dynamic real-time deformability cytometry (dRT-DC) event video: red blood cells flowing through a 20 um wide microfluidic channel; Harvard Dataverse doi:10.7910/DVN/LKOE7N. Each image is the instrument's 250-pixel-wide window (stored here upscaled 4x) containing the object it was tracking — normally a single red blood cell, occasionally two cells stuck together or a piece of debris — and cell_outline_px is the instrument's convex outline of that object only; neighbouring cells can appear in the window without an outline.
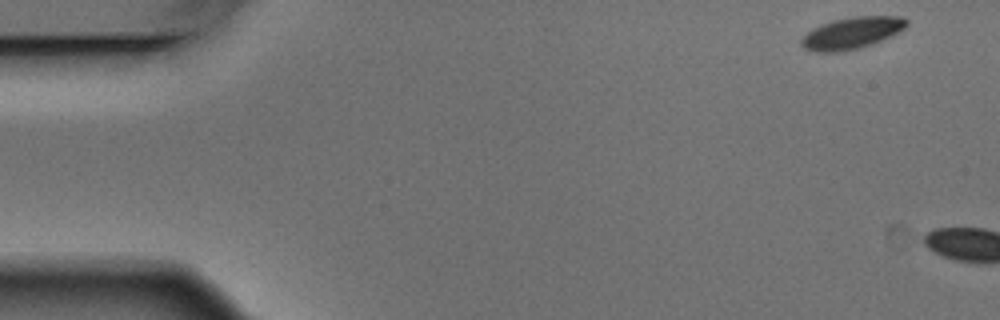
{"species": "Egyptian fruit bat (a non-hibernating species)", "species_latin": "Rousettus aegyptiacus", "temperature_condition": "warm", "stored_images_in_passage": 2, "camera_frame_rate_fps": 3000, "um_per_image_px": 0.085, "animal": {"sex": "male"}, "frame": {"image": 1, "passage_image": 1, "time_ms": 0.0, "image_size_px": [1000, 320], "cell_outline_px": [[908, 24], [904, 28], [880, 40], [856, 48], [836, 52], [816, 52], [804, 48], [800, 44], [800, 40], [808, 32], [820, 24], [832, 20], [852, 16], [904, 16], [908, 20]], "centroid_in_image_um": [72.37, 2.78], "position_along_channel_um": 12.6, "area_um2": 19.13}}